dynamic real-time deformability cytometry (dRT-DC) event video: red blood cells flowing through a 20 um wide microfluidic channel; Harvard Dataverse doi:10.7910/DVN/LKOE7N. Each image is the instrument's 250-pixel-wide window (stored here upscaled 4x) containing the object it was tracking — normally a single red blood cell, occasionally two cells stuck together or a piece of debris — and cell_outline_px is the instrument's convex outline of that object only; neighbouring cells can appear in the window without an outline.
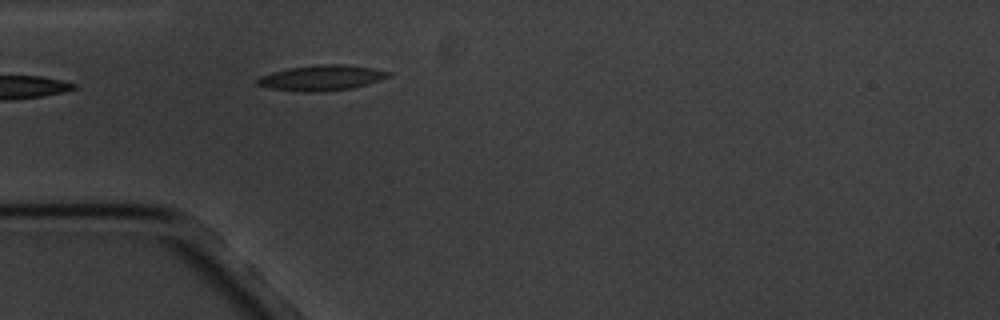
{"species": "common noctule bat (a hibernating species)", "species_latin": "Nyctalus noctula", "temperature_condition": "cold", "stored_images_in_passage": 4, "camera_frame_rate_fps": 3000, "um_per_image_px": 0.085, "animal": {"sex": "male", "body_mass_g": 20.1, "forearm_length_mm": 53.5}, "frame": {"image": 1, "passage_image": 4, "time_ms": 3.667, "image_size_px": [1000, 320], "cell_outline_px": [[392, 76], [368, 84], [352, 88], [320, 92], [304, 92], [268, 88], [256, 84], [256, 80], [260, 76], [272, 72], [288, 68], [320, 64], [348, 64], [376, 68], [392, 72]], "centroid_in_image_um": [27.38, 6.61], "position_along_channel_um": 57.6, "area_um2": 19.71}}